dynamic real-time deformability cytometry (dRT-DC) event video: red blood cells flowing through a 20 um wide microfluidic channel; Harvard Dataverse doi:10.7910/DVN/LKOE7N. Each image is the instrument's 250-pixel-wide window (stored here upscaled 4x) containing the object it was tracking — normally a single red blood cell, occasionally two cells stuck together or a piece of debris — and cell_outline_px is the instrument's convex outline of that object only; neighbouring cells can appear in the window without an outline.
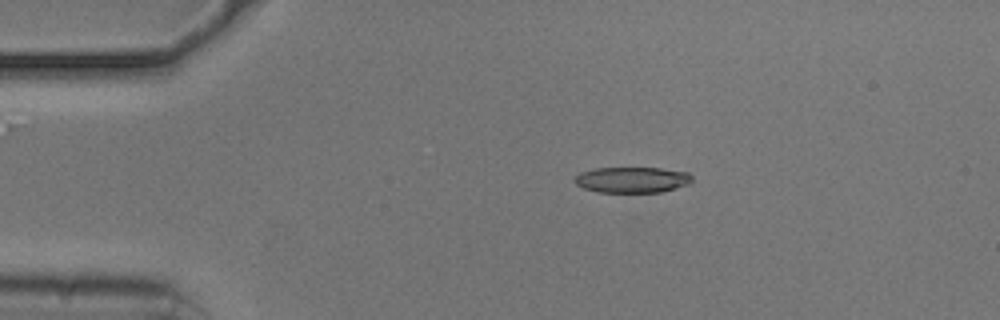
{"species": "common noctule bat (a hibernating species)", "species_latin": "Nyctalus noctula", "temperature_condition": "cold", "stored_images_in_passage": 44, "camera_frame_rate_fps": 3000, "um_per_image_px": 0.085, "animal": {"sex": "male", "body_mass_g": 20.5, "forearm_length_mm": 52.5}, "frame": {"image": 1, "passage_image": 1, "time_ms": 0.0, "image_size_px": [1000, 320], "cell_outline_px": [[692, 184], [660, 192], [596, 192], [584, 188], [576, 184], [576, 176], [580, 172], [596, 168], [660, 168], [688, 172], [692, 176]], "centroid_in_image_um": [53.78, 15.28], "position_along_channel_um": 31.2, "area_um2": 17.69}}
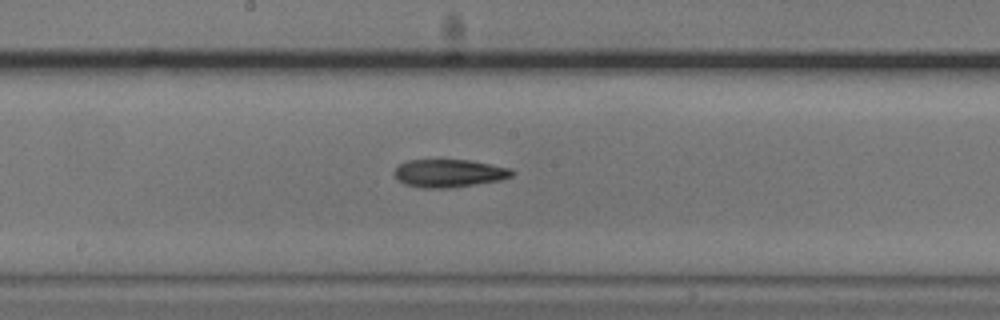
{"frame": {"image": 2, "passage_image": 19, "time_ms": 6.0, "image_size_px": [1000, 320], "cell_outline_px": [[516, 172], [512, 176], [500, 180], [448, 188], [424, 188], [404, 184], [396, 176], [396, 168], [400, 164], [408, 160], [468, 160], [512, 168]], "centroid_in_image_um": [38.22, 14.72], "position_along_channel_um": 210.0, "area_um2": 18.9}}
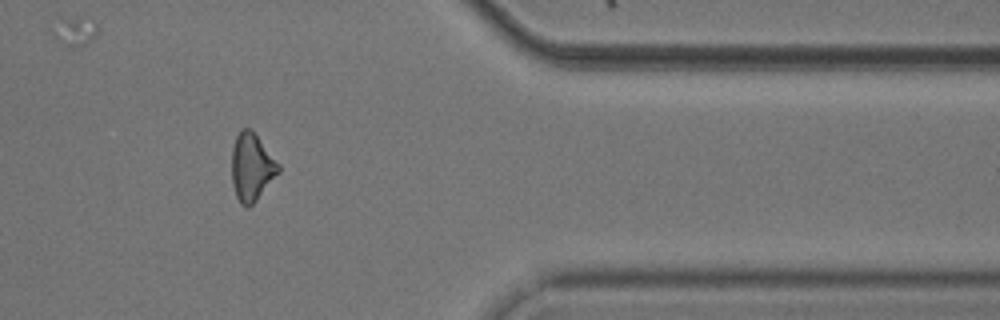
{"frame": {"image": 3, "passage_image": 35, "time_ms": 11.333, "image_size_px": [1000, 320], "cell_outline_px": [[280, 172], [256, 200], [248, 208], [240, 204], [236, 196], [232, 184], [232, 148], [236, 136], [240, 128], [248, 128], [256, 136], [280, 164]], "centroid_in_image_um": [21.38, 14.23], "position_along_channel_um": 390.0, "area_um2": 18.26}, "authors_computed_cell_mechanics": {"area_um2": 18.5827, "velocity_mm_per_s": 3.7443, "shape_relaxation_time_tau1_ms": 3.7771, "shape_relaxation_time_tau2_ms": null, "deformation_change_tau1": 0.1164, "deformation_change_tau2": null}}